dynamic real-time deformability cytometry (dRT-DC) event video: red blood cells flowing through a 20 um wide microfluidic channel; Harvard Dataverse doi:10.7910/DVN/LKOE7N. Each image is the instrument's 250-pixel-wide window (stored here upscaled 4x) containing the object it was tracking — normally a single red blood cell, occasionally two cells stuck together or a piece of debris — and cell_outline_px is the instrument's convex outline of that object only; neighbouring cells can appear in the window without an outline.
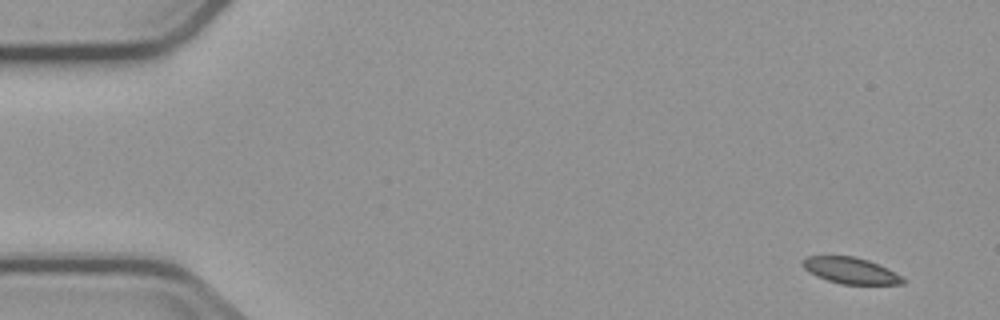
{"species": "common noctule bat (a hibernating species)", "species_latin": "Nyctalus noctula", "temperature_condition": "cold", "stored_images_in_passage": 6, "camera_frame_rate_fps": 3000, "um_per_image_px": 0.085, "animal": {"sex": "male", "body_mass_g": 23.1, "forearm_length_mm": 52.7}, "frame": {"image": 1, "passage_image": 1, "time_ms": 0.0, "image_size_px": [1000, 320], "cell_outline_px": [[904, 284], [840, 284], [816, 276], [808, 272], [800, 264], [808, 256], [852, 256], [868, 260], [888, 268], [900, 276], [904, 280]], "centroid_in_image_um": [72.27, 23.0], "position_along_channel_um": 12.7, "area_um2": 15.2}}
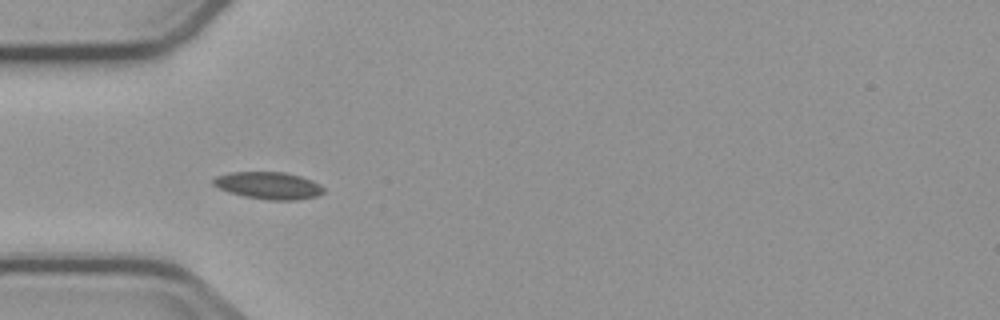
{"frame": {"image": 2, "passage_image": 5, "time_ms": 4.667, "image_size_px": [1000, 320], "cell_outline_px": [[324, 192], [316, 196], [296, 200], [268, 200], [244, 196], [228, 192], [212, 184], [212, 180], [216, 176], [228, 172], [284, 172], [300, 176], [312, 180], [320, 184], [324, 188]], "centroid_in_image_um": [22.82, 15.76], "position_along_channel_um": 62.2, "area_um2": 17.51}}
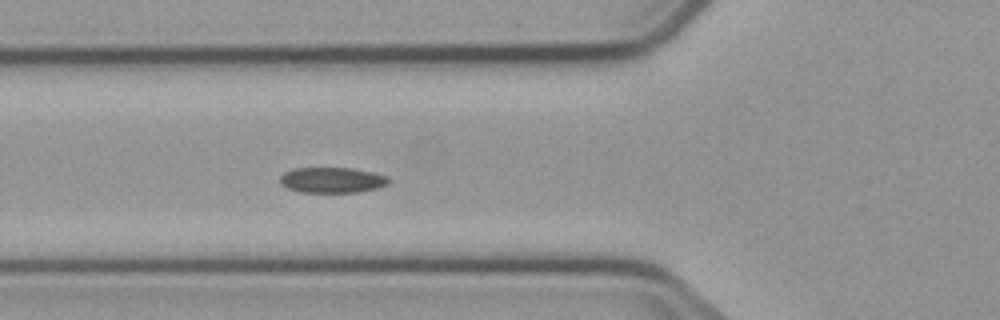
{"frame": {"image": 3, "passage_image": 6, "time_ms": 5.667, "image_size_px": [1000, 320], "cell_outline_px": [[392, 180], [388, 184], [380, 188], [360, 192], [300, 192], [288, 188], [280, 184], [280, 176], [284, 172], [292, 168], [352, 168], [372, 172], [388, 176]], "centroid_in_image_um": [28.26, 15.3], "position_along_channel_um": 97.5, "area_um2": 16.42}}